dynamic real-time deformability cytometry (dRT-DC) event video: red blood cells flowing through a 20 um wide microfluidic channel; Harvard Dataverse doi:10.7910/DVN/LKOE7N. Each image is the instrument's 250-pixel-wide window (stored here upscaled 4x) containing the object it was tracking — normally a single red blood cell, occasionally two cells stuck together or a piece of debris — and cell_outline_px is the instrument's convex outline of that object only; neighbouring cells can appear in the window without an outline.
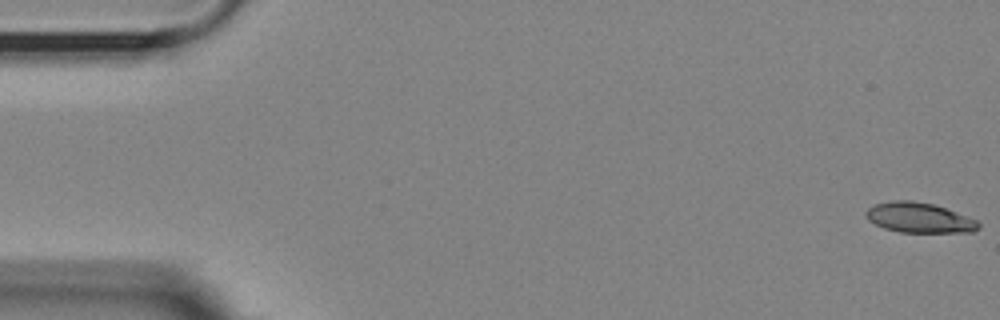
{"species": "Egyptian fruit bat (a non-hibernating species)", "species_latin": "Rousettus aegyptiacus", "temperature_condition": "room temperature", "stored_images_in_passage": 56, "camera_frame_rate_fps": 3000, "um_per_image_px": 0.085, "animal": {"sex": "female"}, "frame": {"image": 1, "passage_image": 1, "time_ms": 0.0, "image_size_px": [1000, 320], "cell_outline_px": [[980, 228], [972, 232], [900, 232], [884, 228], [868, 220], [864, 212], [868, 208], [876, 204], [892, 200], [912, 200], [932, 204], [956, 212], [976, 220], [980, 224]], "centroid_in_image_um": [78.11, 18.5], "position_along_channel_um": 6.9, "area_um2": 19.59}}
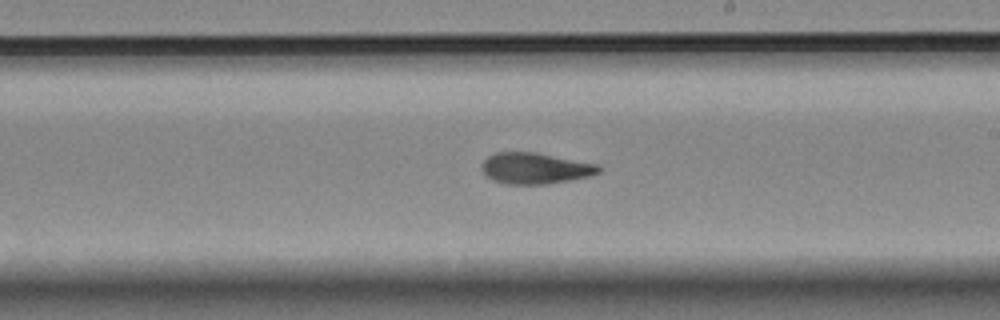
{"frame": {"image": 2, "passage_image": 32, "time_ms": 10.333, "image_size_px": [1000, 320], "cell_outline_px": [[600, 172], [588, 176], [568, 180], [544, 184], [508, 184], [492, 180], [480, 168], [484, 160], [488, 156], [496, 152], [536, 152], [600, 164]], "centroid_in_image_um": [45.49, 14.29], "position_along_channel_um": 243.5, "area_um2": 21.15}}
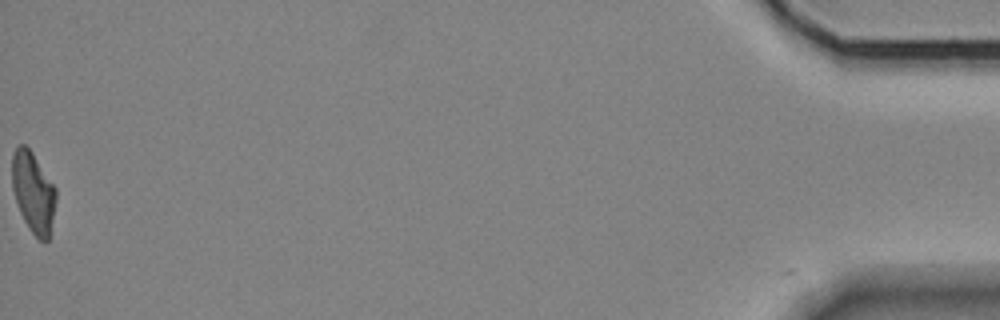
{"frame": {"image": 3, "passage_image": 56, "time_ms": 18.333, "image_size_px": [1000, 320], "cell_outline_px": [[56, 200], [48, 240], [44, 244], [28, 228], [20, 212], [12, 188], [12, 156], [16, 148], [20, 144], [24, 144], [32, 152], [56, 188]], "centroid_in_image_um": [2.82, 16.35], "position_along_channel_um": 432.4, "area_um2": 20.46}, "authors_computed_cell_mechanics": {"area_um2": 20.9525, "velocity_mm_per_s": 3.6025, "shape_relaxation_time_tau1_ms": 10.934, "shape_relaxation_time_tau2_ms": 3.8536, "deformation_change_tau1": 0.2878, "deformation_change_tau2": 0.1198}}